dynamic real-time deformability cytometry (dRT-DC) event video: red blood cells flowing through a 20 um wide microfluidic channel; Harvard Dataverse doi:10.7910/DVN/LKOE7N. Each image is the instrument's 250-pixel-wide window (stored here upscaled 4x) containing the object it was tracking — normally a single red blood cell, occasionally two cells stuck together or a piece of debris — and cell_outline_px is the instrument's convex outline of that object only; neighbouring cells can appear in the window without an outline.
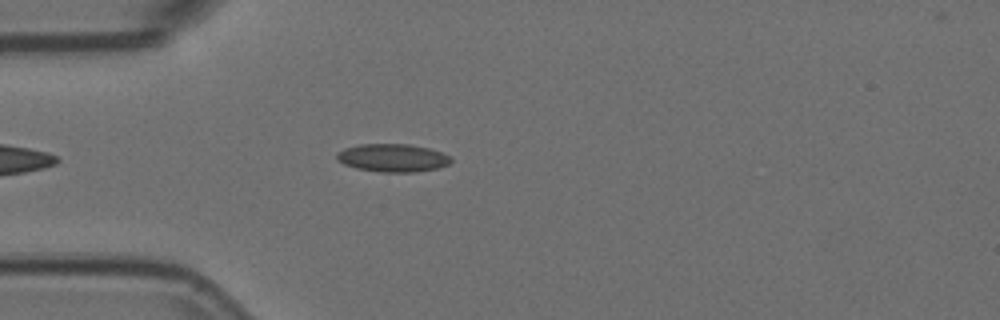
{"species": "Egyptian fruit bat (a non-hibernating species)", "species_latin": "Rousettus aegyptiacus", "temperature_condition": "room temperature", "stored_images_in_passage": 44, "camera_frame_rate_fps": 3000, "um_per_image_px": 0.085, "animal": {"sex": "female"}, "frame": {"image": 1, "passage_image": 6, "time_ms": 1.667, "image_size_px": [1000, 320], "cell_outline_px": [[452, 160], [448, 164], [436, 168], [416, 172], [380, 172], [356, 168], [344, 164], [336, 160], [336, 152], [344, 148], [360, 144], [408, 144], [428, 148], [452, 156]], "centroid_in_image_um": [33.34, 13.41], "position_along_channel_um": 51.7, "area_um2": 18.67}}
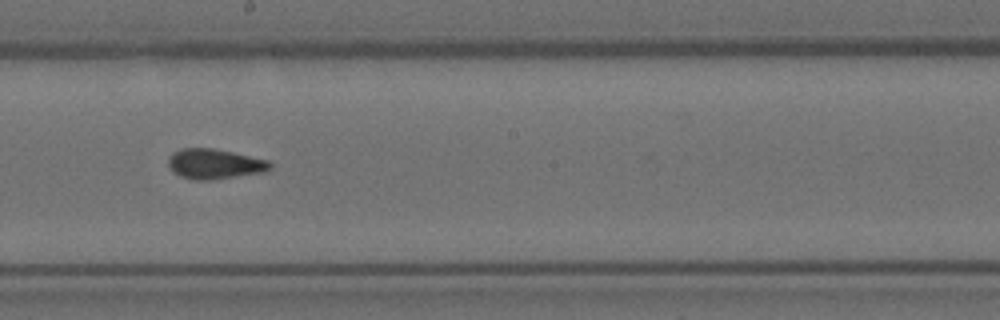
{"frame": {"image": 2, "passage_image": 21, "time_ms": 6.667, "image_size_px": [1000, 320], "cell_outline_px": [[272, 168], [264, 172], [212, 180], [196, 180], [180, 176], [168, 164], [168, 156], [172, 152], [180, 148], [212, 148], [232, 152], [268, 160], [272, 164]], "centroid_in_image_um": [18.24, 13.93], "position_along_channel_um": 230.0, "area_um2": 17.8}}
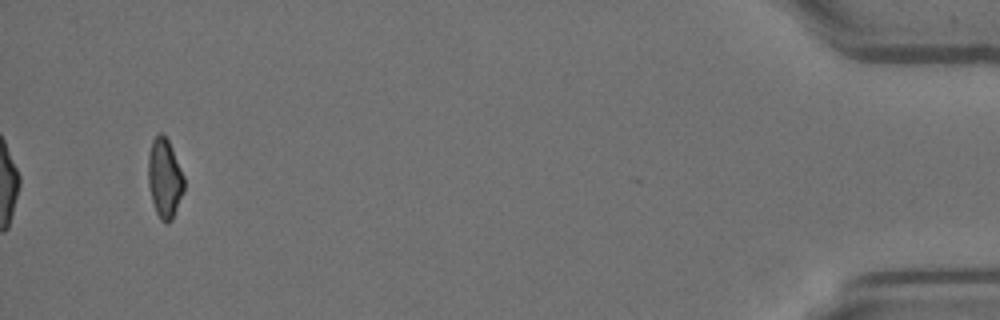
{"frame": {"image": 3, "passage_image": 43, "time_ms": 14.0, "image_size_px": [1000, 320], "cell_outline_px": [[184, 188], [172, 220], [168, 224], [164, 224], [160, 220], [156, 212], [152, 200], [148, 184], [148, 156], [152, 140], [160, 132], [168, 140], [184, 176]], "centroid_in_image_um": [13.98, 15.18], "position_along_channel_um": 421.2, "area_um2": 16.47}, "authors_computed_cell_mechanics": {"area_um2": 17.2533, "velocity_mm_per_s": 3.7243, "shape_relaxation_time_tau1_ms": null, "shape_relaxation_time_tau2_ms": 1.9403, "deformation_change_tau1": null, "deformation_change_tau2": 0.0733}}